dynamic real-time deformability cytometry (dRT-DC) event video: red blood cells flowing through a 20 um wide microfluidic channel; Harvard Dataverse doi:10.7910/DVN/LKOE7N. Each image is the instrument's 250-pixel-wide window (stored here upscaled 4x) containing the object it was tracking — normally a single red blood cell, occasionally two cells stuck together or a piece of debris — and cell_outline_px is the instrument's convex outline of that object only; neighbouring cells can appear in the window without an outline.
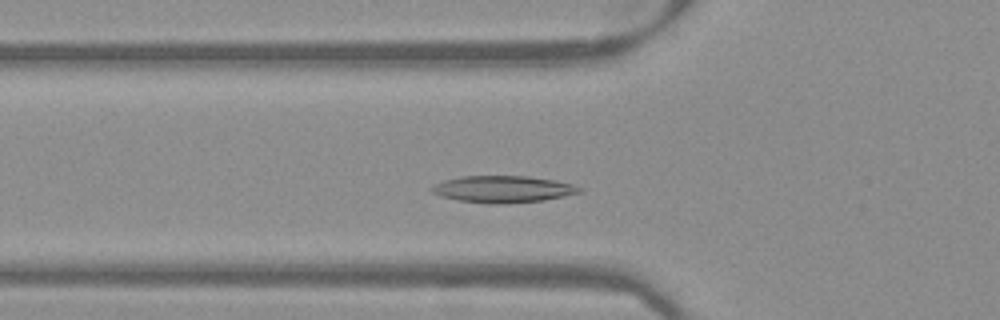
{"species": "Egyptian fruit bat (a non-hibernating species)", "species_latin": "Rousettus aegyptiacus", "temperature_condition": "warm", "stored_images_in_passage": 46, "camera_frame_rate_fps": 3000, "um_per_image_px": 0.085, "frame": {"image": 1, "passage_image": 12, "time_ms": 3.667, "image_size_px": [1000, 320], "cell_outline_px": [[580, 192], [564, 196], [544, 200], [500, 204], [488, 204], [456, 200], [432, 192], [428, 188], [444, 180], [460, 176], [528, 176], [552, 180], [572, 184], [580, 188]], "centroid_in_image_um": [42.7, 16.08], "position_along_channel_um": 83.1, "area_um2": 22.89}}
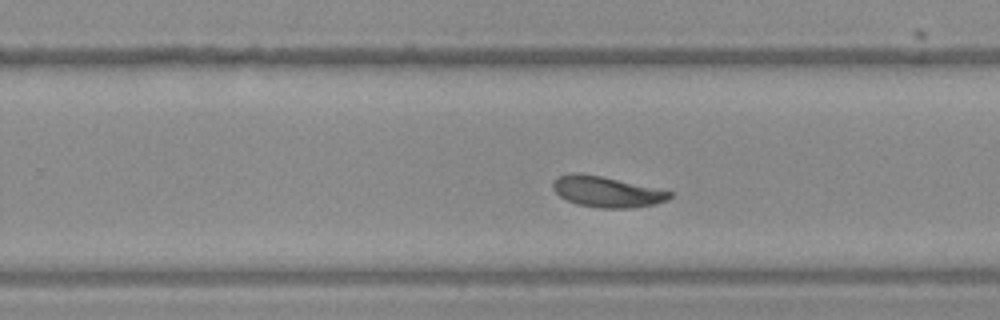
{"frame": {"image": 2, "passage_image": 27, "time_ms": 8.667, "image_size_px": [1000, 320], "cell_outline_px": [[672, 196], [668, 200], [656, 204], [628, 208], [596, 208], [576, 204], [560, 196], [552, 188], [552, 180], [560, 176], [572, 172], [580, 172], [600, 176], [672, 192]], "centroid_in_image_um": [51.53, 16.3], "position_along_channel_um": 278.3, "area_um2": 20.81}}
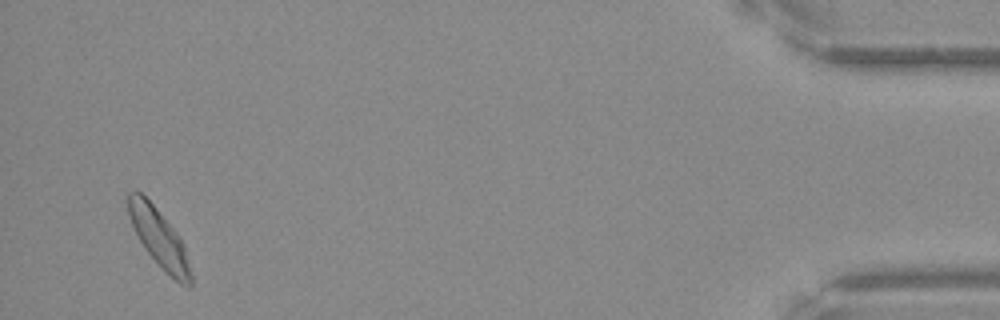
{"frame": {"image": 3, "passage_image": 44, "time_ms": 14.333, "image_size_px": [1000, 320], "cell_outline_px": [[192, 288], [188, 288], [180, 284], [144, 248], [128, 216], [128, 192], [140, 192], [156, 208], [180, 236], [184, 244], [192, 272]], "centroid_in_image_um": [13.57, 20.26], "position_along_channel_um": 421.6, "area_um2": 20.75}}